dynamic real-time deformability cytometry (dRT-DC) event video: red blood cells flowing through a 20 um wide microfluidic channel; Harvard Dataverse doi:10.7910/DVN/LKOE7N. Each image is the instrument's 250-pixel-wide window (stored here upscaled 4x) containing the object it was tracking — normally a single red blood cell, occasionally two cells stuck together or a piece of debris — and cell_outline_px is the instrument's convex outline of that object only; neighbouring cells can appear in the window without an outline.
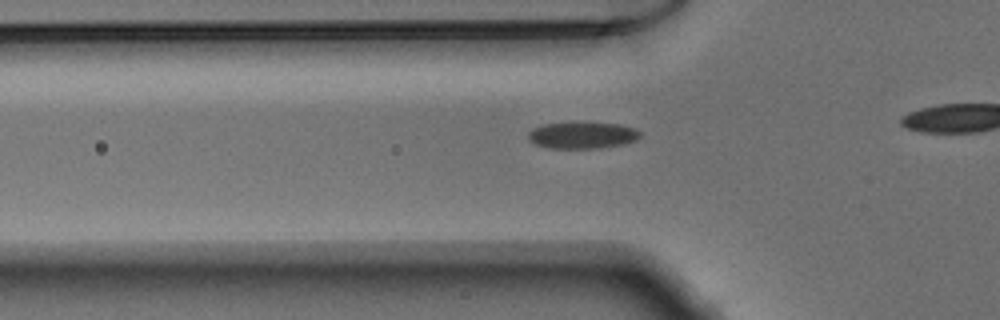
{"species": "Egyptian fruit bat (a non-hibernating species)", "species_latin": "Rousettus aegyptiacus", "temperature_condition": "warm", "stored_images_in_passage": 37, "camera_frame_rate_fps": 3000, "um_per_image_px": 0.085, "animal": {"sex": "male"}, "frame": {"image": 1, "passage_image": 13, "time_ms": 4.0, "image_size_px": [1000, 320], "cell_outline_px": [[640, 136], [636, 140], [624, 144], [600, 148], [548, 148], [536, 144], [528, 140], [528, 132], [532, 128], [544, 124], [620, 124], [636, 128], [640, 132]], "centroid_in_image_um": [49.5, 11.52], "position_along_channel_um": 76.3, "area_um2": 16.99}}
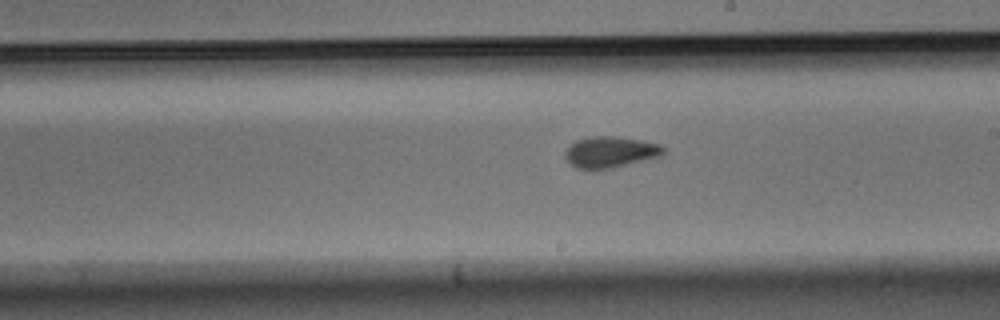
{"frame": {"image": 2, "passage_image": 25, "time_ms": 8.0, "image_size_px": [1000, 320], "cell_outline_px": [[668, 148], [660, 156], [612, 168], [576, 168], [564, 156], [564, 152], [576, 140], [592, 136], [612, 136], [640, 140], [660, 144]], "centroid_in_image_um": [51.91, 12.91], "position_along_channel_um": 237.1, "area_um2": 17.57}}
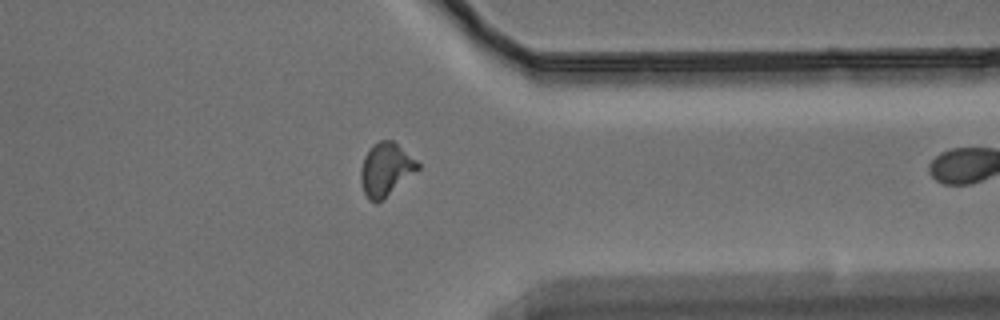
{"frame": {"image": 3, "passage_image": 36, "time_ms": 11.667, "image_size_px": [1000, 320], "cell_outline_px": [[420, 168], [376, 204], [368, 200], [364, 192], [360, 180], [360, 168], [364, 156], [372, 144], [380, 140], [392, 140], [416, 160], [420, 164]], "centroid_in_image_um": [32.75, 14.39], "position_along_channel_um": 378.6, "area_um2": 17.46}}